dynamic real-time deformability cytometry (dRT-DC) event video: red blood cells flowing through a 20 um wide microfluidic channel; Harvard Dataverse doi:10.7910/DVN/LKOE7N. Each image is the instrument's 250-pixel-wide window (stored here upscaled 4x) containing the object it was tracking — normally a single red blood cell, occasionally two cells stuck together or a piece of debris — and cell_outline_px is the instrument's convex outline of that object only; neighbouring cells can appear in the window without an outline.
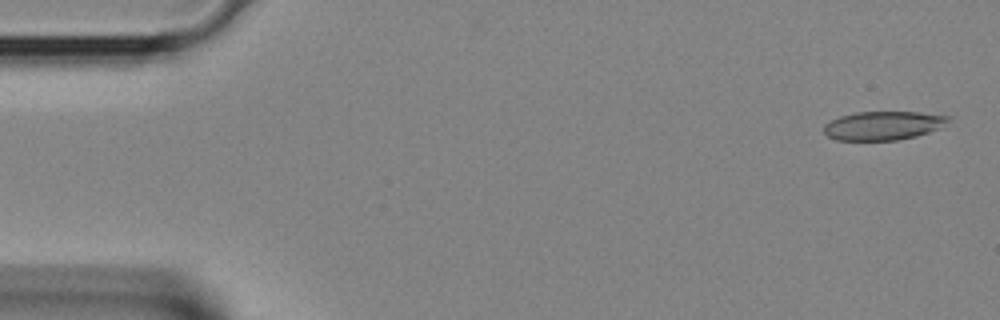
{"species": "Egyptian fruit bat (a non-hibernating species)", "species_latin": "Rousettus aegyptiacus", "temperature_condition": "room temperature", "stored_images_in_passage": 38, "camera_frame_rate_fps": 3000, "um_per_image_px": 0.085, "animal": {"sex": "female"}, "frame": {"image": 1, "passage_image": 1, "time_ms": 0.0, "image_size_px": [1000, 320], "cell_outline_px": [[952, 116], [940, 128], [916, 136], [896, 140], [836, 140], [828, 136], [824, 132], [824, 124], [840, 116], [856, 112], [920, 112]], "centroid_in_image_um": [75.07, 10.67], "position_along_channel_um": 9.9, "area_um2": 20.75}}
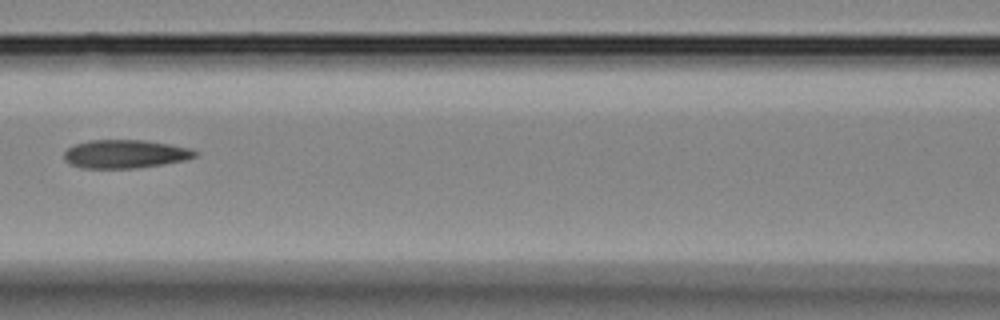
{"frame": {"image": 2, "passage_image": 16, "time_ms": 5.0, "image_size_px": [1000, 320], "cell_outline_px": [[200, 152], [196, 156], [184, 160], [164, 164], [132, 168], [80, 168], [64, 160], [64, 152], [68, 148], [76, 144], [88, 140], [144, 140], [192, 148]], "centroid_in_image_um": [10.65, 13.08], "position_along_channel_um": 155.9, "area_um2": 21.68}}
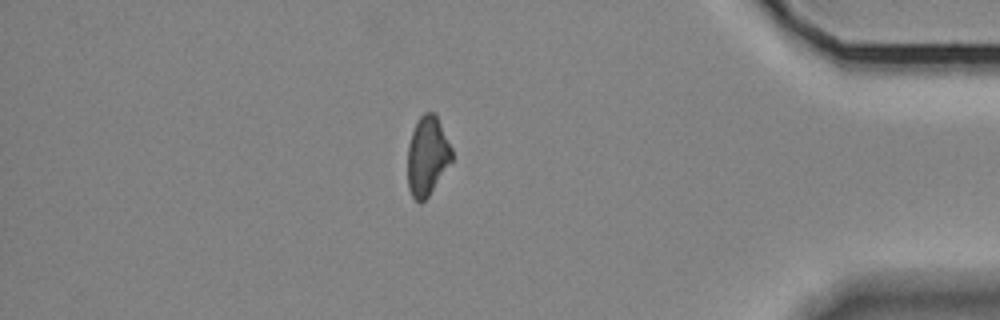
{"frame": {"image": 3, "passage_image": 32, "time_ms": 10.333, "image_size_px": [1000, 320], "cell_outline_px": [[452, 160], [428, 196], [420, 204], [412, 196], [408, 188], [408, 144], [412, 132], [420, 116], [424, 112], [436, 112], [452, 148]], "centroid_in_image_um": [36.32, 13.23], "position_along_channel_um": 398.9, "area_um2": 20.35}}